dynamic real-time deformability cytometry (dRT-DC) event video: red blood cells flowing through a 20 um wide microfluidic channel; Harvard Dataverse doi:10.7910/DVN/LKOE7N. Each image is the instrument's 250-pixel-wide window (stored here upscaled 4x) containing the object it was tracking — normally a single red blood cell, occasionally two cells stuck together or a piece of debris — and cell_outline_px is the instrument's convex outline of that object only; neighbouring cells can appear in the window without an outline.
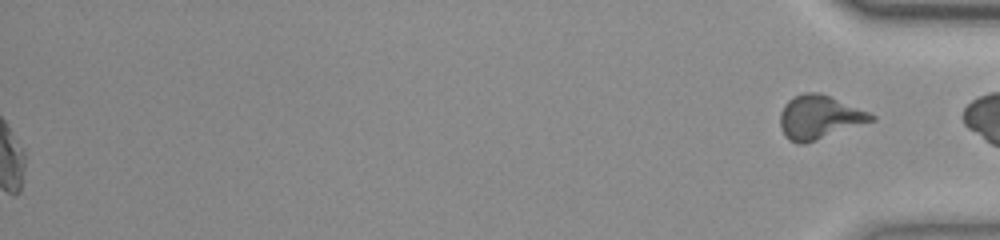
{"species": "common noctule bat (a hibernating species)", "species_latin": "Nyctalus noctula", "temperature_condition": "room temperature", "stored_images_in_passage": 55, "segment_of_instrument_passage": [2, 2], "camera_frame_rate_fps": 3000, "um_per_image_px": 0.085, "animal": {"sex": "female", "body_mass_g": 23.0, "forearm_length_mm": 53.4}, "frame": {"image": 1, "passage_image": 55, "time_ms": 18.0, "image_size_px": [1000, 240], "cell_outline_px": [[876, 120], [804, 144], [796, 144], [788, 140], [784, 136], [780, 128], [780, 112], [784, 104], [792, 96], [804, 92], [820, 92], [868, 112], [876, 116]], "centroid_in_image_um": [69.59, 9.97], "position_along_channel_um": 365.6, "area_um2": 23.35}}